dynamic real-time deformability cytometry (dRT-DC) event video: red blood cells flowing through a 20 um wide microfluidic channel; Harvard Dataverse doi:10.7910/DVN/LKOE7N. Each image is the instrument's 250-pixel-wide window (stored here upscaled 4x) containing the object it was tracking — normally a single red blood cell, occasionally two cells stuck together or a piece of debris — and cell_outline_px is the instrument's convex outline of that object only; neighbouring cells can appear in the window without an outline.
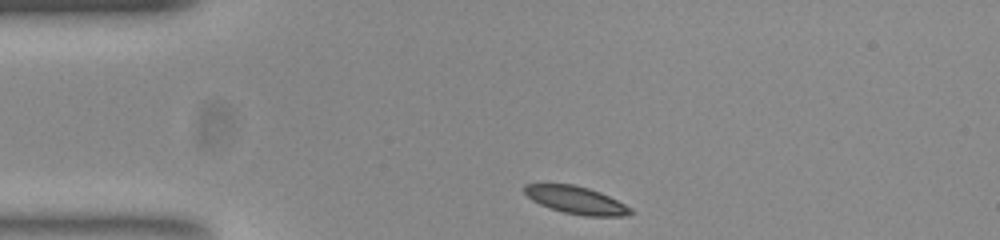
{"species": "common noctule bat (a hibernating species)", "species_latin": "Nyctalus noctula", "temperature_condition": "room temperature", "stored_images_in_passage": 35, "camera_frame_rate_fps": 3000, "um_per_image_px": 0.085, "animal": {"sex": "female", "body_mass_g": 23.0, "forearm_length_mm": 53.4}, "frame": {"image": 1, "passage_image": 1, "time_ms": 0.0, "image_size_px": [1000, 240], "cell_outline_px": [[632, 212], [624, 216], [584, 216], [564, 212], [540, 204], [532, 200], [524, 192], [524, 184], [572, 184], [588, 188], [600, 192], [632, 208]], "centroid_in_image_um": [48.96, 17.01], "position_along_channel_um": 36.0, "area_um2": 16.76}}
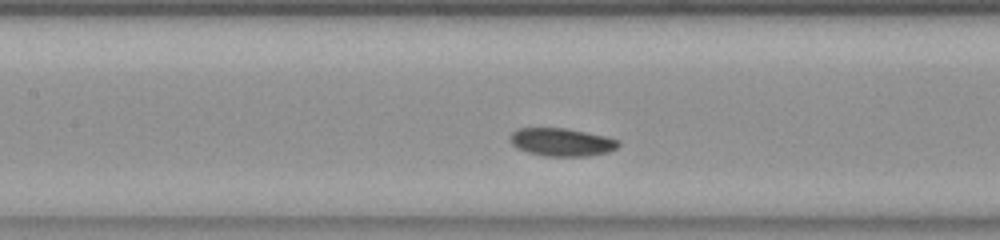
{"frame": {"image": 2, "passage_image": 14, "time_ms": 4.333, "image_size_px": [1000, 240], "cell_outline_px": [[620, 144], [616, 148], [608, 152], [588, 156], [544, 156], [528, 152], [516, 148], [508, 140], [508, 136], [516, 128], [564, 128], [604, 136], [620, 140]], "centroid_in_image_um": [47.69, 12.08], "position_along_channel_um": 159.7, "area_um2": 17.74}}
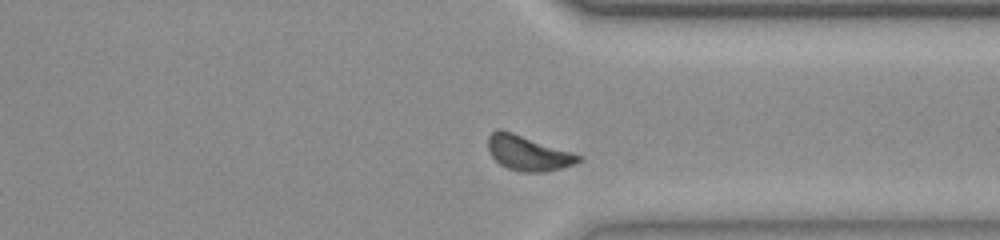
{"frame": {"image": 3, "passage_image": 31, "time_ms": 10.0, "image_size_px": [1000, 240], "cell_outline_px": [[580, 160], [576, 164], [544, 172], [520, 172], [508, 168], [500, 164], [488, 152], [488, 136], [496, 128], [500, 128], [572, 152], [580, 156]], "centroid_in_image_um": [44.84, 13.0], "position_along_channel_um": 366.6, "area_um2": 18.32}, "authors_computed_cell_mechanics": {"area_um2": 18.0336, "velocity_mm_per_s": 3.6652, "shape_relaxation_time_tau1_ms": 1.2443, "shape_relaxation_time_tau2_ms": 3.5738, "deformation_change_tau1": 0.068, "deformation_change_tau2": 0.1025}}